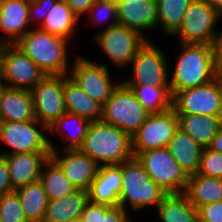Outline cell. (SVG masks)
I'll return each instance as SVG.
<instances>
[{"label":"cell","mask_w":222,"mask_h":222,"mask_svg":"<svg viewBox=\"0 0 222 222\" xmlns=\"http://www.w3.org/2000/svg\"><path fill=\"white\" fill-rule=\"evenodd\" d=\"M78 150L99 166L121 164L133 157L131 136L102 120L91 122Z\"/></svg>","instance_id":"cell-1"},{"label":"cell","mask_w":222,"mask_h":222,"mask_svg":"<svg viewBox=\"0 0 222 222\" xmlns=\"http://www.w3.org/2000/svg\"><path fill=\"white\" fill-rule=\"evenodd\" d=\"M68 39L50 34L38 27L28 30L14 45L25 53L45 76L69 75ZM69 71V72H68Z\"/></svg>","instance_id":"cell-2"},{"label":"cell","mask_w":222,"mask_h":222,"mask_svg":"<svg viewBox=\"0 0 222 222\" xmlns=\"http://www.w3.org/2000/svg\"><path fill=\"white\" fill-rule=\"evenodd\" d=\"M169 80L172 97L181 90L207 84L215 78V45L182 44Z\"/></svg>","instance_id":"cell-3"},{"label":"cell","mask_w":222,"mask_h":222,"mask_svg":"<svg viewBox=\"0 0 222 222\" xmlns=\"http://www.w3.org/2000/svg\"><path fill=\"white\" fill-rule=\"evenodd\" d=\"M121 172L122 188L118 205L125 211L128 205L135 211L142 210L150 204L156 209L167 195L149 177L142 163L135 156L121 163ZM128 202L129 204L126 205Z\"/></svg>","instance_id":"cell-4"},{"label":"cell","mask_w":222,"mask_h":222,"mask_svg":"<svg viewBox=\"0 0 222 222\" xmlns=\"http://www.w3.org/2000/svg\"><path fill=\"white\" fill-rule=\"evenodd\" d=\"M149 114L133 91L120 82L102 105L101 120L114 125L132 137Z\"/></svg>","instance_id":"cell-5"},{"label":"cell","mask_w":222,"mask_h":222,"mask_svg":"<svg viewBox=\"0 0 222 222\" xmlns=\"http://www.w3.org/2000/svg\"><path fill=\"white\" fill-rule=\"evenodd\" d=\"M222 16L211 6L201 0H192L184 12L181 26L172 35L178 37L182 44L215 45L218 37V19Z\"/></svg>","instance_id":"cell-6"},{"label":"cell","mask_w":222,"mask_h":222,"mask_svg":"<svg viewBox=\"0 0 222 222\" xmlns=\"http://www.w3.org/2000/svg\"><path fill=\"white\" fill-rule=\"evenodd\" d=\"M135 157L149 177L167 194L185 191L188 176L166 147L140 152Z\"/></svg>","instance_id":"cell-7"},{"label":"cell","mask_w":222,"mask_h":222,"mask_svg":"<svg viewBox=\"0 0 222 222\" xmlns=\"http://www.w3.org/2000/svg\"><path fill=\"white\" fill-rule=\"evenodd\" d=\"M172 108L177 115L222 117V82L215 77L207 84L178 91Z\"/></svg>","instance_id":"cell-8"},{"label":"cell","mask_w":222,"mask_h":222,"mask_svg":"<svg viewBox=\"0 0 222 222\" xmlns=\"http://www.w3.org/2000/svg\"><path fill=\"white\" fill-rule=\"evenodd\" d=\"M42 128L41 132L38 130ZM49 133V127L46 124L35 120L18 121V122H0V141L5 142L13 148V152H2L0 155L5 156L11 153L25 152H52L53 143L42 131Z\"/></svg>","instance_id":"cell-9"},{"label":"cell","mask_w":222,"mask_h":222,"mask_svg":"<svg viewBox=\"0 0 222 222\" xmlns=\"http://www.w3.org/2000/svg\"><path fill=\"white\" fill-rule=\"evenodd\" d=\"M0 75L6 87L32 90L45 74L14 44L0 45Z\"/></svg>","instance_id":"cell-10"},{"label":"cell","mask_w":222,"mask_h":222,"mask_svg":"<svg viewBox=\"0 0 222 222\" xmlns=\"http://www.w3.org/2000/svg\"><path fill=\"white\" fill-rule=\"evenodd\" d=\"M132 65V79L123 80L126 86L151 84L156 87H170L167 60L152 41L147 40L129 63Z\"/></svg>","instance_id":"cell-11"},{"label":"cell","mask_w":222,"mask_h":222,"mask_svg":"<svg viewBox=\"0 0 222 222\" xmlns=\"http://www.w3.org/2000/svg\"><path fill=\"white\" fill-rule=\"evenodd\" d=\"M104 29V30H103ZM94 35L103 53L118 67H127L137 51L149 40L143 34L122 24L103 28Z\"/></svg>","instance_id":"cell-12"},{"label":"cell","mask_w":222,"mask_h":222,"mask_svg":"<svg viewBox=\"0 0 222 222\" xmlns=\"http://www.w3.org/2000/svg\"><path fill=\"white\" fill-rule=\"evenodd\" d=\"M178 129V116L173 108L162 113H150L131 137L133 156L167 147Z\"/></svg>","instance_id":"cell-13"},{"label":"cell","mask_w":222,"mask_h":222,"mask_svg":"<svg viewBox=\"0 0 222 222\" xmlns=\"http://www.w3.org/2000/svg\"><path fill=\"white\" fill-rule=\"evenodd\" d=\"M105 64H97L84 57H77L69 76L88 94L103 105L120 82L112 83Z\"/></svg>","instance_id":"cell-14"},{"label":"cell","mask_w":222,"mask_h":222,"mask_svg":"<svg viewBox=\"0 0 222 222\" xmlns=\"http://www.w3.org/2000/svg\"><path fill=\"white\" fill-rule=\"evenodd\" d=\"M35 119L50 127L67 111L63 93V76H45L32 90Z\"/></svg>","instance_id":"cell-15"},{"label":"cell","mask_w":222,"mask_h":222,"mask_svg":"<svg viewBox=\"0 0 222 222\" xmlns=\"http://www.w3.org/2000/svg\"><path fill=\"white\" fill-rule=\"evenodd\" d=\"M56 149V147L51 148L50 157L61 167L75 187L88 190L97 175L99 165L79 150H61L62 155Z\"/></svg>","instance_id":"cell-16"},{"label":"cell","mask_w":222,"mask_h":222,"mask_svg":"<svg viewBox=\"0 0 222 222\" xmlns=\"http://www.w3.org/2000/svg\"><path fill=\"white\" fill-rule=\"evenodd\" d=\"M51 152H25L6 154L5 160L9 169V178L12 189L26 186L40 178L44 163Z\"/></svg>","instance_id":"cell-17"},{"label":"cell","mask_w":222,"mask_h":222,"mask_svg":"<svg viewBox=\"0 0 222 222\" xmlns=\"http://www.w3.org/2000/svg\"><path fill=\"white\" fill-rule=\"evenodd\" d=\"M31 0H0V28L4 32L2 44H15L24 34L29 21ZM6 34V35H5Z\"/></svg>","instance_id":"cell-18"},{"label":"cell","mask_w":222,"mask_h":222,"mask_svg":"<svg viewBox=\"0 0 222 222\" xmlns=\"http://www.w3.org/2000/svg\"><path fill=\"white\" fill-rule=\"evenodd\" d=\"M121 188V164L101 165L88 189L89 201L107 206H118Z\"/></svg>","instance_id":"cell-19"},{"label":"cell","mask_w":222,"mask_h":222,"mask_svg":"<svg viewBox=\"0 0 222 222\" xmlns=\"http://www.w3.org/2000/svg\"><path fill=\"white\" fill-rule=\"evenodd\" d=\"M116 1L118 24L140 34H144V29L150 30L157 27L156 0H143L140 4H133L126 0Z\"/></svg>","instance_id":"cell-20"},{"label":"cell","mask_w":222,"mask_h":222,"mask_svg":"<svg viewBox=\"0 0 222 222\" xmlns=\"http://www.w3.org/2000/svg\"><path fill=\"white\" fill-rule=\"evenodd\" d=\"M35 120L30 90L5 87L0 98V122Z\"/></svg>","instance_id":"cell-21"},{"label":"cell","mask_w":222,"mask_h":222,"mask_svg":"<svg viewBox=\"0 0 222 222\" xmlns=\"http://www.w3.org/2000/svg\"><path fill=\"white\" fill-rule=\"evenodd\" d=\"M63 93L66 111L91 122L101 120L102 105L85 93L69 76L63 75Z\"/></svg>","instance_id":"cell-22"},{"label":"cell","mask_w":222,"mask_h":222,"mask_svg":"<svg viewBox=\"0 0 222 222\" xmlns=\"http://www.w3.org/2000/svg\"><path fill=\"white\" fill-rule=\"evenodd\" d=\"M166 148L187 176L197 174L203 148L188 134L178 129Z\"/></svg>","instance_id":"cell-23"},{"label":"cell","mask_w":222,"mask_h":222,"mask_svg":"<svg viewBox=\"0 0 222 222\" xmlns=\"http://www.w3.org/2000/svg\"><path fill=\"white\" fill-rule=\"evenodd\" d=\"M178 128L202 148H208L222 127V117L211 115H177Z\"/></svg>","instance_id":"cell-24"},{"label":"cell","mask_w":222,"mask_h":222,"mask_svg":"<svg viewBox=\"0 0 222 222\" xmlns=\"http://www.w3.org/2000/svg\"><path fill=\"white\" fill-rule=\"evenodd\" d=\"M88 201V190L85 189H77L65 197L48 200L43 222H65L80 217Z\"/></svg>","instance_id":"cell-25"},{"label":"cell","mask_w":222,"mask_h":222,"mask_svg":"<svg viewBox=\"0 0 222 222\" xmlns=\"http://www.w3.org/2000/svg\"><path fill=\"white\" fill-rule=\"evenodd\" d=\"M183 193L196 209L202 205L222 201V179L200 174L188 176Z\"/></svg>","instance_id":"cell-26"},{"label":"cell","mask_w":222,"mask_h":222,"mask_svg":"<svg viewBox=\"0 0 222 222\" xmlns=\"http://www.w3.org/2000/svg\"><path fill=\"white\" fill-rule=\"evenodd\" d=\"M78 19L65 0H58L47 13L44 22L39 28L50 34L59 35L70 40L69 38L76 31Z\"/></svg>","instance_id":"cell-27"},{"label":"cell","mask_w":222,"mask_h":222,"mask_svg":"<svg viewBox=\"0 0 222 222\" xmlns=\"http://www.w3.org/2000/svg\"><path fill=\"white\" fill-rule=\"evenodd\" d=\"M161 222H196L197 209L184 193L167 194L156 208Z\"/></svg>","instance_id":"cell-28"},{"label":"cell","mask_w":222,"mask_h":222,"mask_svg":"<svg viewBox=\"0 0 222 222\" xmlns=\"http://www.w3.org/2000/svg\"><path fill=\"white\" fill-rule=\"evenodd\" d=\"M19 196L21 208L28 222H43L48 198L38 180L15 190Z\"/></svg>","instance_id":"cell-29"},{"label":"cell","mask_w":222,"mask_h":222,"mask_svg":"<svg viewBox=\"0 0 222 222\" xmlns=\"http://www.w3.org/2000/svg\"><path fill=\"white\" fill-rule=\"evenodd\" d=\"M39 181L48 200L65 197L78 189L69 181L61 167L51 157L44 163Z\"/></svg>","instance_id":"cell-30"},{"label":"cell","mask_w":222,"mask_h":222,"mask_svg":"<svg viewBox=\"0 0 222 222\" xmlns=\"http://www.w3.org/2000/svg\"><path fill=\"white\" fill-rule=\"evenodd\" d=\"M74 124L76 125V127L74 126ZM90 124H91L90 120L85 119L79 115L66 112L63 116L58 118L49 127V132L54 133L57 131L59 135L63 137L64 133L68 132L67 127L68 128L70 127L72 129L71 126H73L75 128V129L73 128L74 129L73 133L72 134L69 133V135L68 133H66L64 136L66 139L70 141L67 142V145L64 148H62V150H78L82 146L84 137L87 134ZM70 128H69V131H70ZM60 131H63V133Z\"/></svg>","instance_id":"cell-31"},{"label":"cell","mask_w":222,"mask_h":222,"mask_svg":"<svg viewBox=\"0 0 222 222\" xmlns=\"http://www.w3.org/2000/svg\"><path fill=\"white\" fill-rule=\"evenodd\" d=\"M127 87L149 113H162L172 108L170 87H156L151 84Z\"/></svg>","instance_id":"cell-32"},{"label":"cell","mask_w":222,"mask_h":222,"mask_svg":"<svg viewBox=\"0 0 222 222\" xmlns=\"http://www.w3.org/2000/svg\"><path fill=\"white\" fill-rule=\"evenodd\" d=\"M191 1L156 0L157 26H160L167 35L172 37L181 26L184 12Z\"/></svg>","instance_id":"cell-33"},{"label":"cell","mask_w":222,"mask_h":222,"mask_svg":"<svg viewBox=\"0 0 222 222\" xmlns=\"http://www.w3.org/2000/svg\"><path fill=\"white\" fill-rule=\"evenodd\" d=\"M127 212L119 205L107 206L88 201L80 218L82 222H130Z\"/></svg>","instance_id":"cell-34"},{"label":"cell","mask_w":222,"mask_h":222,"mask_svg":"<svg viewBox=\"0 0 222 222\" xmlns=\"http://www.w3.org/2000/svg\"><path fill=\"white\" fill-rule=\"evenodd\" d=\"M0 219L2 222H28L15 191L0 196Z\"/></svg>","instance_id":"cell-35"},{"label":"cell","mask_w":222,"mask_h":222,"mask_svg":"<svg viewBox=\"0 0 222 222\" xmlns=\"http://www.w3.org/2000/svg\"><path fill=\"white\" fill-rule=\"evenodd\" d=\"M88 13L89 16L92 18L91 21H93V23L95 24L100 23V27L103 26V23L101 21L112 18L113 22L108 24L105 29L118 24L116 0H95L94 4L88 10L87 14Z\"/></svg>","instance_id":"cell-36"},{"label":"cell","mask_w":222,"mask_h":222,"mask_svg":"<svg viewBox=\"0 0 222 222\" xmlns=\"http://www.w3.org/2000/svg\"><path fill=\"white\" fill-rule=\"evenodd\" d=\"M197 174L222 179V154L203 148Z\"/></svg>","instance_id":"cell-37"},{"label":"cell","mask_w":222,"mask_h":222,"mask_svg":"<svg viewBox=\"0 0 222 222\" xmlns=\"http://www.w3.org/2000/svg\"><path fill=\"white\" fill-rule=\"evenodd\" d=\"M57 1L58 0H31L28 12L29 21H37L41 16L38 27L41 26L46 18L47 13L57 3Z\"/></svg>","instance_id":"cell-38"},{"label":"cell","mask_w":222,"mask_h":222,"mask_svg":"<svg viewBox=\"0 0 222 222\" xmlns=\"http://www.w3.org/2000/svg\"><path fill=\"white\" fill-rule=\"evenodd\" d=\"M197 216L205 222H222V201L198 207Z\"/></svg>","instance_id":"cell-39"},{"label":"cell","mask_w":222,"mask_h":222,"mask_svg":"<svg viewBox=\"0 0 222 222\" xmlns=\"http://www.w3.org/2000/svg\"><path fill=\"white\" fill-rule=\"evenodd\" d=\"M5 157L0 155V196L13 192Z\"/></svg>","instance_id":"cell-40"},{"label":"cell","mask_w":222,"mask_h":222,"mask_svg":"<svg viewBox=\"0 0 222 222\" xmlns=\"http://www.w3.org/2000/svg\"><path fill=\"white\" fill-rule=\"evenodd\" d=\"M72 11L79 18L80 15L87 13L90 7L94 4L95 0H65Z\"/></svg>","instance_id":"cell-41"},{"label":"cell","mask_w":222,"mask_h":222,"mask_svg":"<svg viewBox=\"0 0 222 222\" xmlns=\"http://www.w3.org/2000/svg\"><path fill=\"white\" fill-rule=\"evenodd\" d=\"M213 151L219 152L222 154V127L220 130L217 132L215 137L212 139L209 147Z\"/></svg>","instance_id":"cell-42"},{"label":"cell","mask_w":222,"mask_h":222,"mask_svg":"<svg viewBox=\"0 0 222 222\" xmlns=\"http://www.w3.org/2000/svg\"><path fill=\"white\" fill-rule=\"evenodd\" d=\"M215 77L222 82V52H215Z\"/></svg>","instance_id":"cell-43"},{"label":"cell","mask_w":222,"mask_h":222,"mask_svg":"<svg viewBox=\"0 0 222 222\" xmlns=\"http://www.w3.org/2000/svg\"><path fill=\"white\" fill-rule=\"evenodd\" d=\"M214 8L222 16V0H201Z\"/></svg>","instance_id":"cell-44"},{"label":"cell","mask_w":222,"mask_h":222,"mask_svg":"<svg viewBox=\"0 0 222 222\" xmlns=\"http://www.w3.org/2000/svg\"><path fill=\"white\" fill-rule=\"evenodd\" d=\"M215 52H222V32L218 33L217 41L215 44Z\"/></svg>","instance_id":"cell-45"},{"label":"cell","mask_w":222,"mask_h":222,"mask_svg":"<svg viewBox=\"0 0 222 222\" xmlns=\"http://www.w3.org/2000/svg\"><path fill=\"white\" fill-rule=\"evenodd\" d=\"M3 79H2V77H1V75H0V98H1V95H2V92H3V90L5 89V87H6V84L5 83H7L6 81H4V83H3Z\"/></svg>","instance_id":"cell-46"},{"label":"cell","mask_w":222,"mask_h":222,"mask_svg":"<svg viewBox=\"0 0 222 222\" xmlns=\"http://www.w3.org/2000/svg\"><path fill=\"white\" fill-rule=\"evenodd\" d=\"M65 222H82V219L80 217H76V218L68 219Z\"/></svg>","instance_id":"cell-47"},{"label":"cell","mask_w":222,"mask_h":222,"mask_svg":"<svg viewBox=\"0 0 222 222\" xmlns=\"http://www.w3.org/2000/svg\"><path fill=\"white\" fill-rule=\"evenodd\" d=\"M127 2H133V4H140L143 0H126Z\"/></svg>","instance_id":"cell-48"},{"label":"cell","mask_w":222,"mask_h":222,"mask_svg":"<svg viewBox=\"0 0 222 222\" xmlns=\"http://www.w3.org/2000/svg\"><path fill=\"white\" fill-rule=\"evenodd\" d=\"M196 222H205V221H202V220L197 219V221H196Z\"/></svg>","instance_id":"cell-49"}]
</instances>
